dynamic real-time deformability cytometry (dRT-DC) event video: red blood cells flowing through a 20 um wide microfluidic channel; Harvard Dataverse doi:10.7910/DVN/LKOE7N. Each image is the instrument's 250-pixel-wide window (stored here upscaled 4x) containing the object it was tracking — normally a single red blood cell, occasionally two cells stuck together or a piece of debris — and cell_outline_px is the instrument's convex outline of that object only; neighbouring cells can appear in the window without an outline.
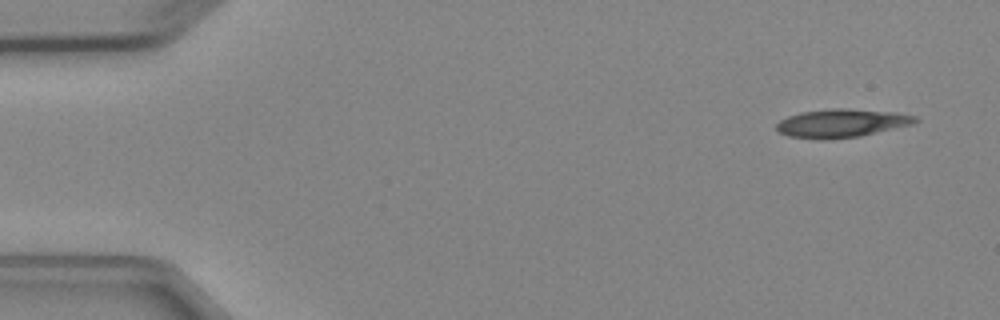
{"species": "Egyptian fruit bat (a non-hibernating species)", "species_latin": "Rousettus aegyptiacus", "temperature_condition": "cold", "stored_images_in_passage": 4, "camera_frame_rate_fps": 3000, "um_per_image_px": 0.085, "animal": {"sex": "female"}, "frame": {"image": 1, "passage_image": 1, "time_ms": 0.0, "image_size_px": [1000, 320], "cell_outline_px": [[920, 120], [912, 124], [860, 136], [788, 136], [776, 132], [776, 124], [780, 120], [788, 116], [800, 112], [828, 108], [848, 108], [896, 112], [916, 116]], "centroid_in_image_um": [71.57, 10.41], "position_along_channel_um": 13.4, "area_um2": 22.14}}
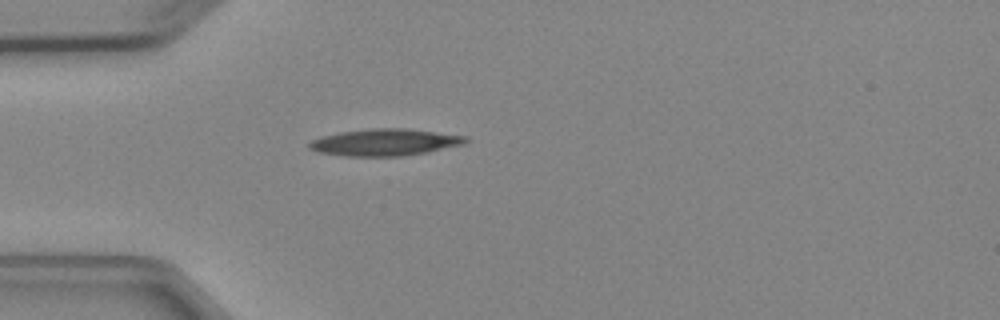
{"frame": {"image": 2, "passage_image": 4, "time_ms": 3.667, "image_size_px": [1000, 320], "cell_outline_px": [[468, 140], [464, 144], [428, 152], [400, 156], [344, 156], [316, 152], [308, 148], [308, 144], [312, 140], [320, 136], [340, 132], [372, 128], [404, 128], [468, 136]], "centroid_in_image_um": [32.68, 12.1], "position_along_channel_um": 52.3, "area_um2": 24.57}}